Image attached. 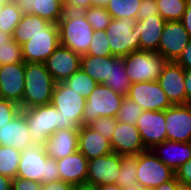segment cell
Segmentation results:
<instances>
[{
    "label": "cell",
    "instance_id": "obj_59",
    "mask_svg": "<svg viewBox=\"0 0 191 190\" xmlns=\"http://www.w3.org/2000/svg\"><path fill=\"white\" fill-rule=\"evenodd\" d=\"M1 1H4V2H13V1H15V0H1Z\"/></svg>",
    "mask_w": 191,
    "mask_h": 190
},
{
    "label": "cell",
    "instance_id": "obj_35",
    "mask_svg": "<svg viewBox=\"0 0 191 190\" xmlns=\"http://www.w3.org/2000/svg\"><path fill=\"white\" fill-rule=\"evenodd\" d=\"M64 83L85 99L89 97L98 84L81 69L66 79Z\"/></svg>",
    "mask_w": 191,
    "mask_h": 190
},
{
    "label": "cell",
    "instance_id": "obj_29",
    "mask_svg": "<svg viewBox=\"0 0 191 190\" xmlns=\"http://www.w3.org/2000/svg\"><path fill=\"white\" fill-rule=\"evenodd\" d=\"M103 84L122 97L128 96L131 82L125 70L123 57L111 56L110 79L103 82Z\"/></svg>",
    "mask_w": 191,
    "mask_h": 190
},
{
    "label": "cell",
    "instance_id": "obj_24",
    "mask_svg": "<svg viewBox=\"0 0 191 190\" xmlns=\"http://www.w3.org/2000/svg\"><path fill=\"white\" fill-rule=\"evenodd\" d=\"M166 20L160 15L137 20L133 32L140 38V50L157 52Z\"/></svg>",
    "mask_w": 191,
    "mask_h": 190
},
{
    "label": "cell",
    "instance_id": "obj_37",
    "mask_svg": "<svg viewBox=\"0 0 191 190\" xmlns=\"http://www.w3.org/2000/svg\"><path fill=\"white\" fill-rule=\"evenodd\" d=\"M144 110L128 97H124L116 119L118 122L136 125L139 116Z\"/></svg>",
    "mask_w": 191,
    "mask_h": 190
},
{
    "label": "cell",
    "instance_id": "obj_50",
    "mask_svg": "<svg viewBox=\"0 0 191 190\" xmlns=\"http://www.w3.org/2000/svg\"><path fill=\"white\" fill-rule=\"evenodd\" d=\"M185 93H186V104L191 103V69L185 70Z\"/></svg>",
    "mask_w": 191,
    "mask_h": 190
},
{
    "label": "cell",
    "instance_id": "obj_13",
    "mask_svg": "<svg viewBox=\"0 0 191 190\" xmlns=\"http://www.w3.org/2000/svg\"><path fill=\"white\" fill-rule=\"evenodd\" d=\"M121 157L122 155L112 152L88 160L86 185L93 188L98 185L116 184Z\"/></svg>",
    "mask_w": 191,
    "mask_h": 190
},
{
    "label": "cell",
    "instance_id": "obj_47",
    "mask_svg": "<svg viewBox=\"0 0 191 190\" xmlns=\"http://www.w3.org/2000/svg\"><path fill=\"white\" fill-rule=\"evenodd\" d=\"M41 187L44 190H72L74 185H71L60 179L52 182H47L45 184H41Z\"/></svg>",
    "mask_w": 191,
    "mask_h": 190
},
{
    "label": "cell",
    "instance_id": "obj_20",
    "mask_svg": "<svg viewBox=\"0 0 191 190\" xmlns=\"http://www.w3.org/2000/svg\"><path fill=\"white\" fill-rule=\"evenodd\" d=\"M0 145L13 147L21 152L34 145L25 115L21 111L14 119L0 127Z\"/></svg>",
    "mask_w": 191,
    "mask_h": 190
},
{
    "label": "cell",
    "instance_id": "obj_19",
    "mask_svg": "<svg viewBox=\"0 0 191 190\" xmlns=\"http://www.w3.org/2000/svg\"><path fill=\"white\" fill-rule=\"evenodd\" d=\"M113 152L119 155H138L146 151L136 125L118 122L110 141Z\"/></svg>",
    "mask_w": 191,
    "mask_h": 190
},
{
    "label": "cell",
    "instance_id": "obj_38",
    "mask_svg": "<svg viewBox=\"0 0 191 190\" xmlns=\"http://www.w3.org/2000/svg\"><path fill=\"white\" fill-rule=\"evenodd\" d=\"M85 55L93 56H112L111 48L108 41V36L103 30L94 31L92 42L89 45V50Z\"/></svg>",
    "mask_w": 191,
    "mask_h": 190
},
{
    "label": "cell",
    "instance_id": "obj_22",
    "mask_svg": "<svg viewBox=\"0 0 191 190\" xmlns=\"http://www.w3.org/2000/svg\"><path fill=\"white\" fill-rule=\"evenodd\" d=\"M60 179L74 186L86 185L88 159L80 152L57 160Z\"/></svg>",
    "mask_w": 191,
    "mask_h": 190
},
{
    "label": "cell",
    "instance_id": "obj_17",
    "mask_svg": "<svg viewBox=\"0 0 191 190\" xmlns=\"http://www.w3.org/2000/svg\"><path fill=\"white\" fill-rule=\"evenodd\" d=\"M47 71L56 83L64 82L81 67V55L59 45L45 61Z\"/></svg>",
    "mask_w": 191,
    "mask_h": 190
},
{
    "label": "cell",
    "instance_id": "obj_54",
    "mask_svg": "<svg viewBox=\"0 0 191 190\" xmlns=\"http://www.w3.org/2000/svg\"><path fill=\"white\" fill-rule=\"evenodd\" d=\"M110 0H92V6L105 7L108 5Z\"/></svg>",
    "mask_w": 191,
    "mask_h": 190
},
{
    "label": "cell",
    "instance_id": "obj_27",
    "mask_svg": "<svg viewBox=\"0 0 191 190\" xmlns=\"http://www.w3.org/2000/svg\"><path fill=\"white\" fill-rule=\"evenodd\" d=\"M55 24L35 14H23L12 35L20 46L24 45L36 33H47Z\"/></svg>",
    "mask_w": 191,
    "mask_h": 190
},
{
    "label": "cell",
    "instance_id": "obj_26",
    "mask_svg": "<svg viewBox=\"0 0 191 190\" xmlns=\"http://www.w3.org/2000/svg\"><path fill=\"white\" fill-rule=\"evenodd\" d=\"M15 2L23 14H35L54 24H58L65 12L63 0H15Z\"/></svg>",
    "mask_w": 191,
    "mask_h": 190
},
{
    "label": "cell",
    "instance_id": "obj_43",
    "mask_svg": "<svg viewBox=\"0 0 191 190\" xmlns=\"http://www.w3.org/2000/svg\"><path fill=\"white\" fill-rule=\"evenodd\" d=\"M92 6V0H63L65 11L83 12Z\"/></svg>",
    "mask_w": 191,
    "mask_h": 190
},
{
    "label": "cell",
    "instance_id": "obj_51",
    "mask_svg": "<svg viewBox=\"0 0 191 190\" xmlns=\"http://www.w3.org/2000/svg\"><path fill=\"white\" fill-rule=\"evenodd\" d=\"M12 179L0 174V190H11Z\"/></svg>",
    "mask_w": 191,
    "mask_h": 190
},
{
    "label": "cell",
    "instance_id": "obj_5",
    "mask_svg": "<svg viewBox=\"0 0 191 190\" xmlns=\"http://www.w3.org/2000/svg\"><path fill=\"white\" fill-rule=\"evenodd\" d=\"M28 124L34 145L44 146L47 139L58 130L59 110L52 103L21 109Z\"/></svg>",
    "mask_w": 191,
    "mask_h": 190
},
{
    "label": "cell",
    "instance_id": "obj_7",
    "mask_svg": "<svg viewBox=\"0 0 191 190\" xmlns=\"http://www.w3.org/2000/svg\"><path fill=\"white\" fill-rule=\"evenodd\" d=\"M124 97L110 87L98 83L86 99L83 110L82 126L90 125L100 117H116Z\"/></svg>",
    "mask_w": 191,
    "mask_h": 190
},
{
    "label": "cell",
    "instance_id": "obj_16",
    "mask_svg": "<svg viewBox=\"0 0 191 190\" xmlns=\"http://www.w3.org/2000/svg\"><path fill=\"white\" fill-rule=\"evenodd\" d=\"M165 124V110L143 111L139 116L136 126L146 150L167 140Z\"/></svg>",
    "mask_w": 191,
    "mask_h": 190
},
{
    "label": "cell",
    "instance_id": "obj_23",
    "mask_svg": "<svg viewBox=\"0 0 191 190\" xmlns=\"http://www.w3.org/2000/svg\"><path fill=\"white\" fill-rule=\"evenodd\" d=\"M79 129H59L46 141L44 148L50 158L56 160L78 151Z\"/></svg>",
    "mask_w": 191,
    "mask_h": 190
},
{
    "label": "cell",
    "instance_id": "obj_1",
    "mask_svg": "<svg viewBox=\"0 0 191 190\" xmlns=\"http://www.w3.org/2000/svg\"><path fill=\"white\" fill-rule=\"evenodd\" d=\"M17 177L40 184L60 180L57 160L46 154L44 146L32 145L21 152Z\"/></svg>",
    "mask_w": 191,
    "mask_h": 190
},
{
    "label": "cell",
    "instance_id": "obj_8",
    "mask_svg": "<svg viewBox=\"0 0 191 190\" xmlns=\"http://www.w3.org/2000/svg\"><path fill=\"white\" fill-rule=\"evenodd\" d=\"M137 19H112L105 33L108 36L111 53L117 57L127 56L133 51L140 50V38L133 32Z\"/></svg>",
    "mask_w": 191,
    "mask_h": 190
},
{
    "label": "cell",
    "instance_id": "obj_30",
    "mask_svg": "<svg viewBox=\"0 0 191 190\" xmlns=\"http://www.w3.org/2000/svg\"><path fill=\"white\" fill-rule=\"evenodd\" d=\"M21 151L0 145V174L14 179L17 177Z\"/></svg>",
    "mask_w": 191,
    "mask_h": 190
},
{
    "label": "cell",
    "instance_id": "obj_4",
    "mask_svg": "<svg viewBox=\"0 0 191 190\" xmlns=\"http://www.w3.org/2000/svg\"><path fill=\"white\" fill-rule=\"evenodd\" d=\"M51 103L59 110L60 124H58V130L64 128L79 129L82 126L86 99L64 82L55 84Z\"/></svg>",
    "mask_w": 191,
    "mask_h": 190
},
{
    "label": "cell",
    "instance_id": "obj_10",
    "mask_svg": "<svg viewBox=\"0 0 191 190\" xmlns=\"http://www.w3.org/2000/svg\"><path fill=\"white\" fill-rule=\"evenodd\" d=\"M59 45V29L55 24L47 33H36L22 45L24 62L45 63Z\"/></svg>",
    "mask_w": 191,
    "mask_h": 190
},
{
    "label": "cell",
    "instance_id": "obj_18",
    "mask_svg": "<svg viewBox=\"0 0 191 190\" xmlns=\"http://www.w3.org/2000/svg\"><path fill=\"white\" fill-rule=\"evenodd\" d=\"M184 78L185 70L180 65L166 62L157 81L172 105L186 104Z\"/></svg>",
    "mask_w": 191,
    "mask_h": 190
},
{
    "label": "cell",
    "instance_id": "obj_15",
    "mask_svg": "<svg viewBox=\"0 0 191 190\" xmlns=\"http://www.w3.org/2000/svg\"><path fill=\"white\" fill-rule=\"evenodd\" d=\"M25 62L0 66V98L13 101L22 109Z\"/></svg>",
    "mask_w": 191,
    "mask_h": 190
},
{
    "label": "cell",
    "instance_id": "obj_25",
    "mask_svg": "<svg viewBox=\"0 0 191 190\" xmlns=\"http://www.w3.org/2000/svg\"><path fill=\"white\" fill-rule=\"evenodd\" d=\"M78 151L88 160L112 153L110 141L89 125L79 128Z\"/></svg>",
    "mask_w": 191,
    "mask_h": 190
},
{
    "label": "cell",
    "instance_id": "obj_53",
    "mask_svg": "<svg viewBox=\"0 0 191 190\" xmlns=\"http://www.w3.org/2000/svg\"><path fill=\"white\" fill-rule=\"evenodd\" d=\"M13 40L10 33L0 31V46L6 44V42H11Z\"/></svg>",
    "mask_w": 191,
    "mask_h": 190
},
{
    "label": "cell",
    "instance_id": "obj_39",
    "mask_svg": "<svg viewBox=\"0 0 191 190\" xmlns=\"http://www.w3.org/2000/svg\"><path fill=\"white\" fill-rule=\"evenodd\" d=\"M18 62H24L22 46L15 40L0 46V66Z\"/></svg>",
    "mask_w": 191,
    "mask_h": 190
},
{
    "label": "cell",
    "instance_id": "obj_33",
    "mask_svg": "<svg viewBox=\"0 0 191 190\" xmlns=\"http://www.w3.org/2000/svg\"><path fill=\"white\" fill-rule=\"evenodd\" d=\"M22 9L15 1L5 3L0 12V31L13 35L14 30L22 18Z\"/></svg>",
    "mask_w": 191,
    "mask_h": 190
},
{
    "label": "cell",
    "instance_id": "obj_42",
    "mask_svg": "<svg viewBox=\"0 0 191 190\" xmlns=\"http://www.w3.org/2000/svg\"><path fill=\"white\" fill-rule=\"evenodd\" d=\"M156 15H160L156 0H141L137 20H143Z\"/></svg>",
    "mask_w": 191,
    "mask_h": 190
},
{
    "label": "cell",
    "instance_id": "obj_40",
    "mask_svg": "<svg viewBox=\"0 0 191 190\" xmlns=\"http://www.w3.org/2000/svg\"><path fill=\"white\" fill-rule=\"evenodd\" d=\"M118 121L116 117H100L93 121L89 126L97 131L101 136L111 141Z\"/></svg>",
    "mask_w": 191,
    "mask_h": 190
},
{
    "label": "cell",
    "instance_id": "obj_12",
    "mask_svg": "<svg viewBox=\"0 0 191 190\" xmlns=\"http://www.w3.org/2000/svg\"><path fill=\"white\" fill-rule=\"evenodd\" d=\"M127 97L144 111H162L172 105L157 80L131 84Z\"/></svg>",
    "mask_w": 191,
    "mask_h": 190
},
{
    "label": "cell",
    "instance_id": "obj_57",
    "mask_svg": "<svg viewBox=\"0 0 191 190\" xmlns=\"http://www.w3.org/2000/svg\"><path fill=\"white\" fill-rule=\"evenodd\" d=\"M178 190H191V186L180 183L178 186Z\"/></svg>",
    "mask_w": 191,
    "mask_h": 190
},
{
    "label": "cell",
    "instance_id": "obj_48",
    "mask_svg": "<svg viewBox=\"0 0 191 190\" xmlns=\"http://www.w3.org/2000/svg\"><path fill=\"white\" fill-rule=\"evenodd\" d=\"M181 22L184 25L185 30L191 37V0L188 1L185 13L183 14Z\"/></svg>",
    "mask_w": 191,
    "mask_h": 190
},
{
    "label": "cell",
    "instance_id": "obj_55",
    "mask_svg": "<svg viewBox=\"0 0 191 190\" xmlns=\"http://www.w3.org/2000/svg\"><path fill=\"white\" fill-rule=\"evenodd\" d=\"M122 190H148V188H142L140 185L135 184V185H130L128 187L122 188Z\"/></svg>",
    "mask_w": 191,
    "mask_h": 190
},
{
    "label": "cell",
    "instance_id": "obj_46",
    "mask_svg": "<svg viewBox=\"0 0 191 190\" xmlns=\"http://www.w3.org/2000/svg\"><path fill=\"white\" fill-rule=\"evenodd\" d=\"M175 62L184 70L191 69V40Z\"/></svg>",
    "mask_w": 191,
    "mask_h": 190
},
{
    "label": "cell",
    "instance_id": "obj_44",
    "mask_svg": "<svg viewBox=\"0 0 191 190\" xmlns=\"http://www.w3.org/2000/svg\"><path fill=\"white\" fill-rule=\"evenodd\" d=\"M41 184L37 181H29L20 177L12 179L11 190H39Z\"/></svg>",
    "mask_w": 191,
    "mask_h": 190
},
{
    "label": "cell",
    "instance_id": "obj_52",
    "mask_svg": "<svg viewBox=\"0 0 191 190\" xmlns=\"http://www.w3.org/2000/svg\"><path fill=\"white\" fill-rule=\"evenodd\" d=\"M92 190H122V188L117 184H108L95 186Z\"/></svg>",
    "mask_w": 191,
    "mask_h": 190
},
{
    "label": "cell",
    "instance_id": "obj_56",
    "mask_svg": "<svg viewBox=\"0 0 191 190\" xmlns=\"http://www.w3.org/2000/svg\"><path fill=\"white\" fill-rule=\"evenodd\" d=\"M72 190H92V187L88 185L74 186Z\"/></svg>",
    "mask_w": 191,
    "mask_h": 190
},
{
    "label": "cell",
    "instance_id": "obj_45",
    "mask_svg": "<svg viewBox=\"0 0 191 190\" xmlns=\"http://www.w3.org/2000/svg\"><path fill=\"white\" fill-rule=\"evenodd\" d=\"M175 176L181 184L191 186V159L180 166Z\"/></svg>",
    "mask_w": 191,
    "mask_h": 190
},
{
    "label": "cell",
    "instance_id": "obj_58",
    "mask_svg": "<svg viewBox=\"0 0 191 190\" xmlns=\"http://www.w3.org/2000/svg\"><path fill=\"white\" fill-rule=\"evenodd\" d=\"M6 2L0 0V12L3 9Z\"/></svg>",
    "mask_w": 191,
    "mask_h": 190
},
{
    "label": "cell",
    "instance_id": "obj_31",
    "mask_svg": "<svg viewBox=\"0 0 191 190\" xmlns=\"http://www.w3.org/2000/svg\"><path fill=\"white\" fill-rule=\"evenodd\" d=\"M116 184L121 188L137 184V155H122Z\"/></svg>",
    "mask_w": 191,
    "mask_h": 190
},
{
    "label": "cell",
    "instance_id": "obj_28",
    "mask_svg": "<svg viewBox=\"0 0 191 190\" xmlns=\"http://www.w3.org/2000/svg\"><path fill=\"white\" fill-rule=\"evenodd\" d=\"M81 70H83L89 77L97 83H103L110 79L111 72V56H81Z\"/></svg>",
    "mask_w": 191,
    "mask_h": 190
},
{
    "label": "cell",
    "instance_id": "obj_49",
    "mask_svg": "<svg viewBox=\"0 0 191 190\" xmlns=\"http://www.w3.org/2000/svg\"><path fill=\"white\" fill-rule=\"evenodd\" d=\"M180 182L177 180L176 176H174L171 180L162 183L160 186L148 189V190H178Z\"/></svg>",
    "mask_w": 191,
    "mask_h": 190
},
{
    "label": "cell",
    "instance_id": "obj_11",
    "mask_svg": "<svg viewBox=\"0 0 191 190\" xmlns=\"http://www.w3.org/2000/svg\"><path fill=\"white\" fill-rule=\"evenodd\" d=\"M190 40L191 37L181 21H166L157 52L166 61L175 62Z\"/></svg>",
    "mask_w": 191,
    "mask_h": 190
},
{
    "label": "cell",
    "instance_id": "obj_2",
    "mask_svg": "<svg viewBox=\"0 0 191 190\" xmlns=\"http://www.w3.org/2000/svg\"><path fill=\"white\" fill-rule=\"evenodd\" d=\"M22 109L50 104L56 84L45 63H25Z\"/></svg>",
    "mask_w": 191,
    "mask_h": 190
},
{
    "label": "cell",
    "instance_id": "obj_36",
    "mask_svg": "<svg viewBox=\"0 0 191 190\" xmlns=\"http://www.w3.org/2000/svg\"><path fill=\"white\" fill-rule=\"evenodd\" d=\"M84 16L94 31L103 30L109 26L112 17L105 7L91 6L83 11Z\"/></svg>",
    "mask_w": 191,
    "mask_h": 190
},
{
    "label": "cell",
    "instance_id": "obj_32",
    "mask_svg": "<svg viewBox=\"0 0 191 190\" xmlns=\"http://www.w3.org/2000/svg\"><path fill=\"white\" fill-rule=\"evenodd\" d=\"M141 0H110L106 6L112 19L134 18L137 19Z\"/></svg>",
    "mask_w": 191,
    "mask_h": 190
},
{
    "label": "cell",
    "instance_id": "obj_34",
    "mask_svg": "<svg viewBox=\"0 0 191 190\" xmlns=\"http://www.w3.org/2000/svg\"><path fill=\"white\" fill-rule=\"evenodd\" d=\"M189 0H156L159 14L166 21H181Z\"/></svg>",
    "mask_w": 191,
    "mask_h": 190
},
{
    "label": "cell",
    "instance_id": "obj_3",
    "mask_svg": "<svg viewBox=\"0 0 191 190\" xmlns=\"http://www.w3.org/2000/svg\"><path fill=\"white\" fill-rule=\"evenodd\" d=\"M57 25L60 45L81 56L87 54L94 30L83 12L65 11Z\"/></svg>",
    "mask_w": 191,
    "mask_h": 190
},
{
    "label": "cell",
    "instance_id": "obj_21",
    "mask_svg": "<svg viewBox=\"0 0 191 190\" xmlns=\"http://www.w3.org/2000/svg\"><path fill=\"white\" fill-rule=\"evenodd\" d=\"M151 151L162 163L176 172L180 166L191 159V142L166 140L154 146Z\"/></svg>",
    "mask_w": 191,
    "mask_h": 190
},
{
    "label": "cell",
    "instance_id": "obj_6",
    "mask_svg": "<svg viewBox=\"0 0 191 190\" xmlns=\"http://www.w3.org/2000/svg\"><path fill=\"white\" fill-rule=\"evenodd\" d=\"M123 60L131 84L158 80L167 62L158 52L144 50L133 51Z\"/></svg>",
    "mask_w": 191,
    "mask_h": 190
},
{
    "label": "cell",
    "instance_id": "obj_41",
    "mask_svg": "<svg viewBox=\"0 0 191 190\" xmlns=\"http://www.w3.org/2000/svg\"><path fill=\"white\" fill-rule=\"evenodd\" d=\"M21 111L17 103L0 98V127L8 123Z\"/></svg>",
    "mask_w": 191,
    "mask_h": 190
},
{
    "label": "cell",
    "instance_id": "obj_9",
    "mask_svg": "<svg viewBox=\"0 0 191 190\" xmlns=\"http://www.w3.org/2000/svg\"><path fill=\"white\" fill-rule=\"evenodd\" d=\"M174 176L175 172L162 163L151 150L137 155L136 181L142 188H156Z\"/></svg>",
    "mask_w": 191,
    "mask_h": 190
},
{
    "label": "cell",
    "instance_id": "obj_14",
    "mask_svg": "<svg viewBox=\"0 0 191 190\" xmlns=\"http://www.w3.org/2000/svg\"><path fill=\"white\" fill-rule=\"evenodd\" d=\"M167 140L191 142V103L171 105L165 110Z\"/></svg>",
    "mask_w": 191,
    "mask_h": 190
}]
</instances>
